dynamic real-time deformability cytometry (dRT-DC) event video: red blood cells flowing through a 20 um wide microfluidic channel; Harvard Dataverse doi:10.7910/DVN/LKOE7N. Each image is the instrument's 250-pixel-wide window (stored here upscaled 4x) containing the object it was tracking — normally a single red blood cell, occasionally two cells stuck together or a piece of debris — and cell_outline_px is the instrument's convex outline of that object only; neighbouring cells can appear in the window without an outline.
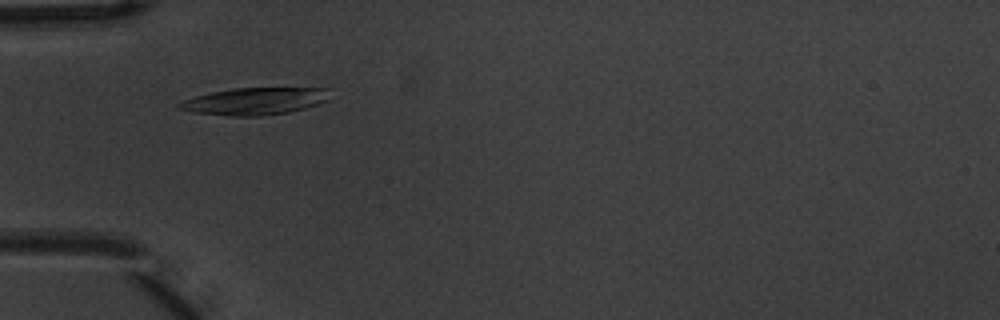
{"species": "common noctule bat (a hibernating species)", "species_latin": "Nyctalus noctula", "temperature_condition": "warm", "stored_images_in_passage": 8, "camera_frame_rate_fps": 3000, "um_per_image_px": 0.085, "animal": {"sex": "male", "body_mass_g": 20.1, "forearm_length_mm": 53.5}, "frame": {"image": 1, "passage_image": 4, "time_ms": 1.0, "image_size_px": [1000, 320], "cell_outline_px": [[332, 88], [328, 100], [304, 108], [288, 112], [260, 116], [232, 116], [192, 112], [176, 108], [176, 104], [184, 100], [196, 96], [212, 92], [232, 88]], "centroid_in_image_um": [21.66, 8.6], "position_along_channel_um": 63.3, "area_um2": 23.81}}
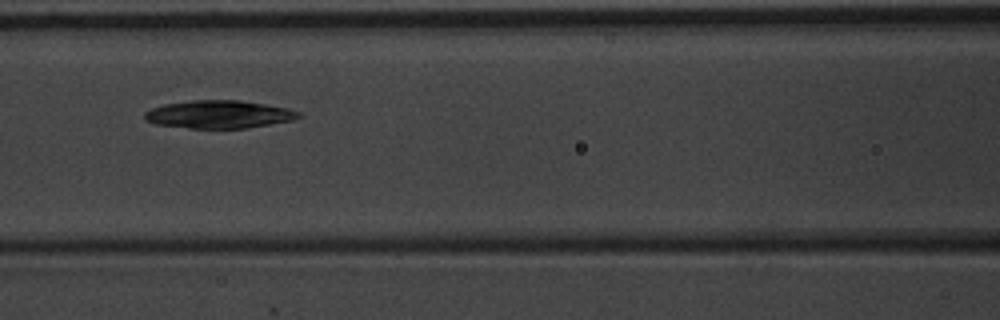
{"frame": {"image": 2, "passage_image": 6, "time_ms": 1.667, "image_size_px": [1000, 320], "cell_outline_px": [[304, 116], [292, 120], [248, 128], [188, 128], [156, 124], [144, 120], [144, 112], [152, 108], [164, 104], [192, 100], [240, 100], [288, 108], [300, 112]], "centroid_in_image_um": [18.61, 9.72], "position_along_channel_um": 148.0, "area_um2": 25.09}}
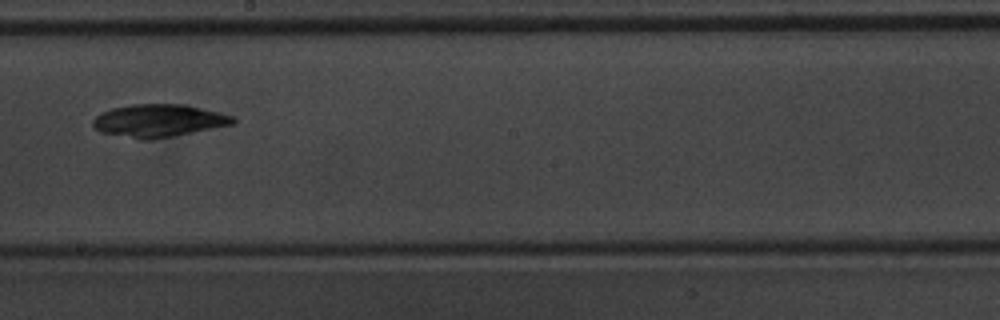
{"frame": {"image": 3, "passage_image": 8, "time_ms": 2.333, "image_size_px": [1000, 320], "cell_outline_px": [[236, 120], [232, 124], [152, 140], [140, 140], [100, 132], [92, 128], [92, 120], [96, 116], [112, 108], [132, 104], [188, 104], [220, 112], [232, 116]], "centroid_in_image_um": [13.45, 10.25], "position_along_channel_um": 234.8, "area_um2": 26.76}}